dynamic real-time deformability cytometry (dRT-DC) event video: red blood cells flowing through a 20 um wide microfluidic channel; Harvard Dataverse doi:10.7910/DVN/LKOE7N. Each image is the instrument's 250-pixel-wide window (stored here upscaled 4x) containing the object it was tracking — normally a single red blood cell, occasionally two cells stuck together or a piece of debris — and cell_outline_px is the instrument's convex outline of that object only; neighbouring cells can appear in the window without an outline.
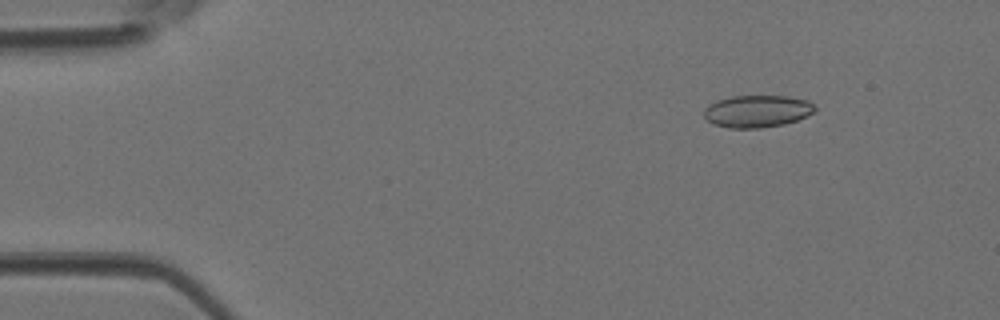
{"species": "Egyptian fruit bat (a non-hibernating species)", "species_latin": "Rousettus aegyptiacus", "temperature_condition": "room temperature", "stored_images_in_passage": 38, "camera_frame_rate_fps": 3000, "um_per_image_px": 0.085, "animal": {"sex": "female"}, "frame": {"image": 1, "passage_image": 1, "time_ms": 0.0, "image_size_px": [1000, 320], "cell_outline_px": [[816, 112], [796, 120], [784, 124], [760, 128], [728, 128], [712, 124], [704, 116], [704, 108], [708, 104], [716, 100], [732, 96], [788, 96], [808, 100], [816, 108]], "centroid_in_image_um": [64.34, 9.45], "position_along_channel_um": 20.7, "area_um2": 20.98}}
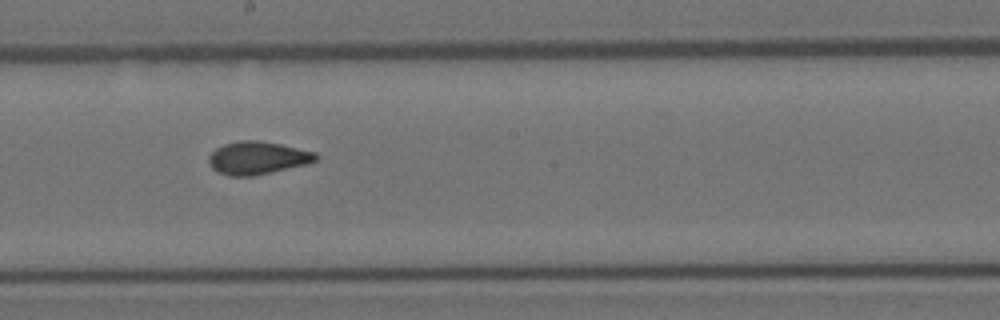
{"frame": {"image": 2, "passage_image": 19, "time_ms": 6.0, "image_size_px": [1000, 320], "cell_outline_px": [[320, 156], [316, 160], [304, 164], [252, 176], [228, 176], [216, 172], [212, 168], [208, 160], [208, 156], [216, 148], [224, 144], [240, 140], [260, 140], [280, 144], [316, 152]], "centroid_in_image_um": [21.85, 13.41], "position_along_channel_um": 226.4, "area_um2": 20.4}}
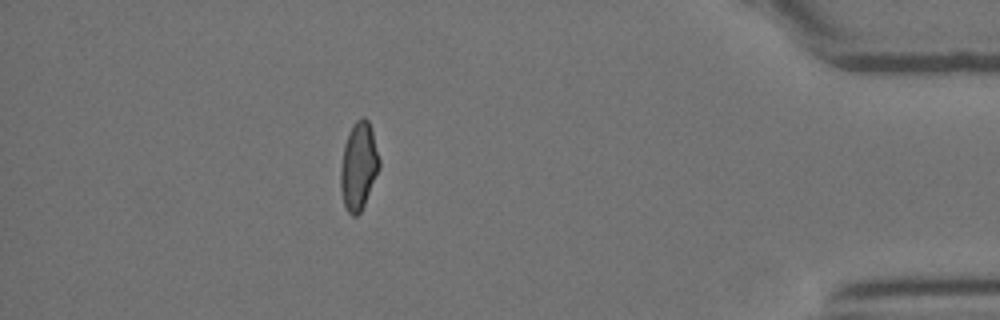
{"frame": {"image": 3, "passage_image": 33, "time_ms": 10.667, "image_size_px": [1000, 320], "cell_outline_px": [[380, 168], [364, 204], [360, 212], [356, 216], [352, 216], [344, 208], [340, 188], [340, 168], [344, 144], [348, 132], [352, 124], [360, 116], [364, 116], [368, 120], [372, 132], [380, 160]], "centroid_in_image_um": [30.46, 14.11], "position_along_channel_um": 404.7, "area_um2": 19.94}}